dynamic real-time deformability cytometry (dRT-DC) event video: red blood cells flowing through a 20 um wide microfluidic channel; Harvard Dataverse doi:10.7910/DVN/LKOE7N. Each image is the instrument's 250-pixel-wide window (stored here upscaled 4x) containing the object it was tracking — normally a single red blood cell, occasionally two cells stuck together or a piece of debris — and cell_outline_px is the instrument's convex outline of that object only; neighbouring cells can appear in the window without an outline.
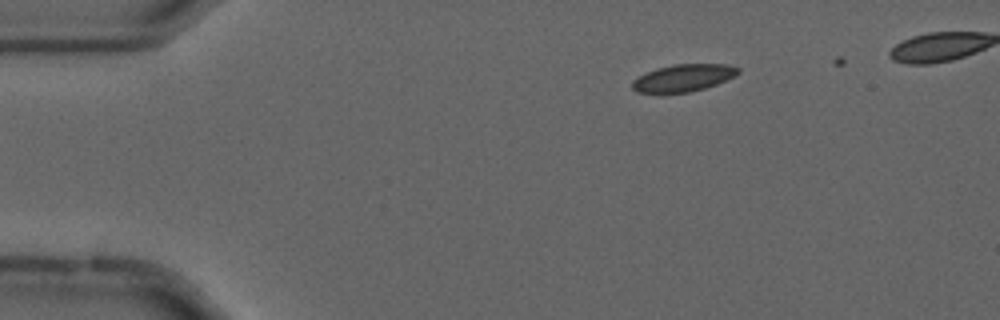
{"species": "common noctule bat (a hibernating species)", "species_latin": "Nyctalus noctula", "temperature_condition": "cold", "stored_images_in_passage": 23, "camera_frame_rate_fps": 3000, "um_per_image_px": 0.085, "animal": {"sex": "male", "forearm_length_mm": 52.5}, "frame": {"image": 1, "passage_image": 1, "time_ms": 0.0, "image_size_px": [1000, 320], "cell_outline_px": [[740, 72], [716, 84], [704, 88], [688, 92], [660, 96], [636, 92], [632, 88], [632, 80], [644, 72], [656, 68], [676, 64], [728, 64], [740, 68]], "centroid_in_image_um": [57.97, 6.66], "position_along_channel_um": 27.0, "area_um2": 17.34}}
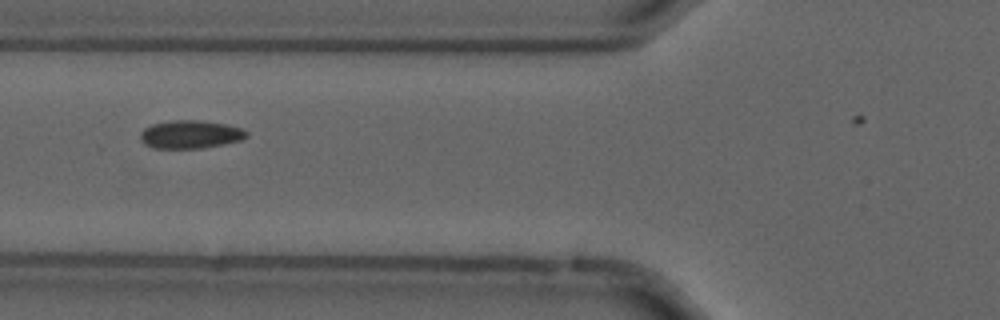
{"frame": {"image": 2, "passage_image": 13, "time_ms": 4.0, "image_size_px": [1000, 320], "cell_outline_px": [[248, 136], [240, 140], [224, 144], [200, 148], [152, 148], [144, 144], [140, 140], [140, 132], [144, 128], [152, 124], [176, 120], [200, 120], [228, 124], [240, 128], [248, 132]], "centroid_in_image_um": [16.17, 11.42], "position_along_channel_um": 109.6, "area_um2": 17.46}}
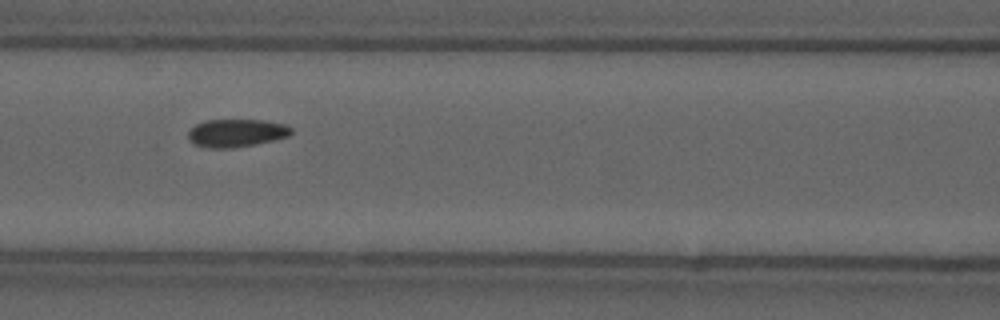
{"frame": {"image": 3, "passage_image": 16, "time_ms": 5.0, "image_size_px": [1000, 320], "cell_outline_px": [[292, 132], [288, 136], [272, 140], [232, 148], [208, 148], [192, 144], [188, 140], [188, 132], [196, 124], [204, 120], [264, 120], [288, 124], [292, 128]], "centroid_in_image_um": [20.07, 11.29], "position_along_channel_um": 146.5, "area_um2": 16.82}}